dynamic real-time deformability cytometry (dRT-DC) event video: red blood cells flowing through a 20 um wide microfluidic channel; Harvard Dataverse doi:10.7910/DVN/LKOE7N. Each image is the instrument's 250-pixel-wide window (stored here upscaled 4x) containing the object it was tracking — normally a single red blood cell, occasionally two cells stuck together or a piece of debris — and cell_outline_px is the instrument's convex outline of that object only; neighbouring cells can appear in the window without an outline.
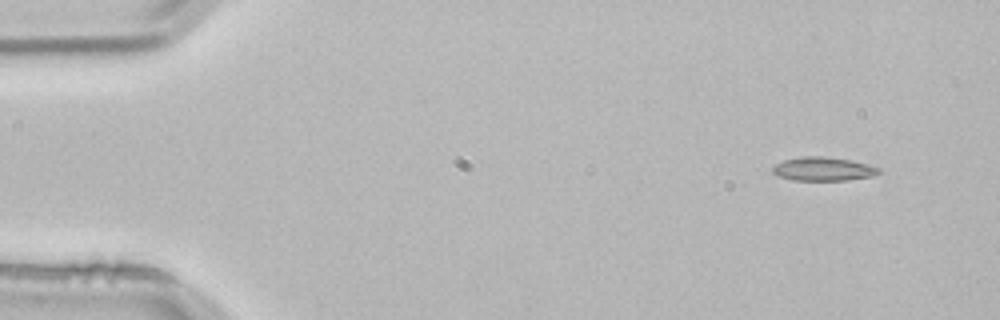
{"species": "common noctule bat (a hibernating species)", "species_latin": "Nyctalus noctula", "temperature_condition": "room temperature", "stored_images_in_passage": 3, "camera_frame_rate_fps": 3000, "um_per_image_px": 0.085, "animal": {"sex": "male", "body_mass_g": 21.5, "forearm_length_mm": 52.0}, "frame": {"image": 1, "passage_image": 1, "time_ms": 0.0, "image_size_px": [1000, 320], "cell_outline_px": [[880, 172], [876, 176], [848, 180], [792, 180], [780, 176], [772, 172], [772, 168], [776, 164], [784, 160], [804, 156], [824, 156], [852, 160], [868, 164], [880, 168]], "centroid_in_image_um": [70.02, 14.36], "position_along_channel_um": 15.0, "area_um2": 14.74}}